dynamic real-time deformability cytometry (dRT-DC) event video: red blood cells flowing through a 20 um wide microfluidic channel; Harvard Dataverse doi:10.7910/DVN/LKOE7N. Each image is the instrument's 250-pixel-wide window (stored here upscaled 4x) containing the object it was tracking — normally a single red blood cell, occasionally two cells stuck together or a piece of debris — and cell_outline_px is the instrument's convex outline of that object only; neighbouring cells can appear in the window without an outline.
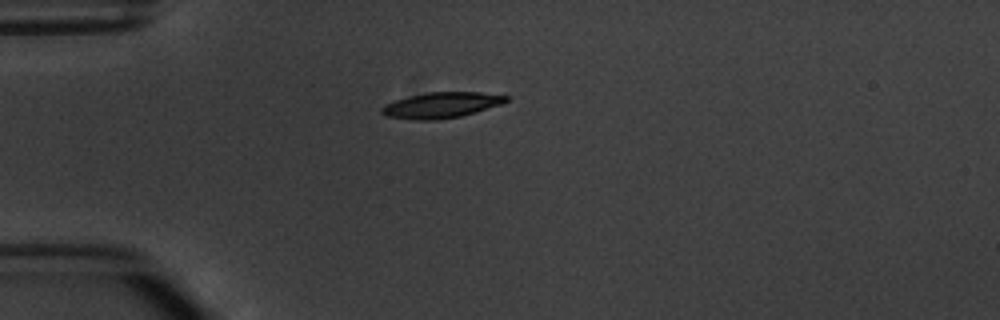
{"species": "common noctule bat (a hibernating species)", "species_latin": "Nyctalus noctula", "temperature_condition": "warm", "stored_images_in_passage": 4, "camera_frame_rate_fps": 3000, "um_per_image_px": 0.085, "animal": {"sex": "male", "body_mass_g": 20.1, "forearm_length_mm": 53.5}, "frame": {"image": 1, "passage_image": 1, "time_ms": 0.0, "image_size_px": [1000, 320], "cell_outline_px": [[508, 100], [500, 104], [476, 112], [460, 116], [436, 120], [416, 120], [384, 116], [380, 112], [380, 108], [396, 100], [428, 92], [480, 92], [508, 96]], "centroid_in_image_um": [37.5, 8.94], "position_along_channel_um": 47.5, "area_um2": 18.38}}
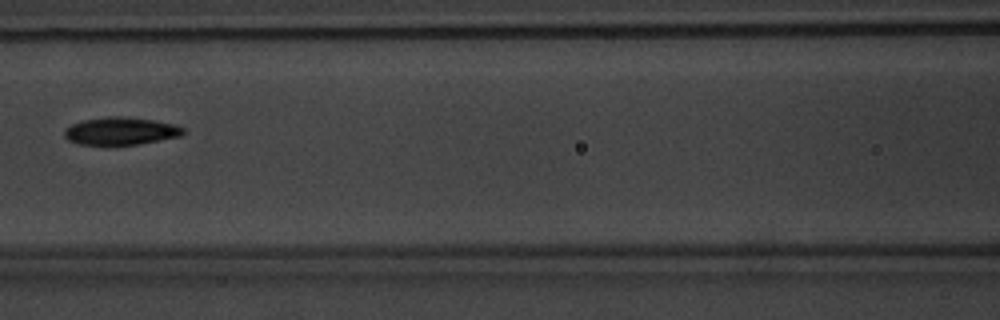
{"frame": {"image": 2, "passage_image": 4, "time_ms": 3.333, "image_size_px": [1000, 320], "cell_outline_px": [[184, 132], [180, 136], [136, 144], [80, 144], [68, 140], [64, 136], [64, 128], [72, 124], [84, 120], [108, 116], [120, 116], [152, 120], [176, 124], [184, 128]], "centroid_in_image_um": [10.24, 11.12], "position_along_channel_um": 156.4, "area_um2": 18.84}}